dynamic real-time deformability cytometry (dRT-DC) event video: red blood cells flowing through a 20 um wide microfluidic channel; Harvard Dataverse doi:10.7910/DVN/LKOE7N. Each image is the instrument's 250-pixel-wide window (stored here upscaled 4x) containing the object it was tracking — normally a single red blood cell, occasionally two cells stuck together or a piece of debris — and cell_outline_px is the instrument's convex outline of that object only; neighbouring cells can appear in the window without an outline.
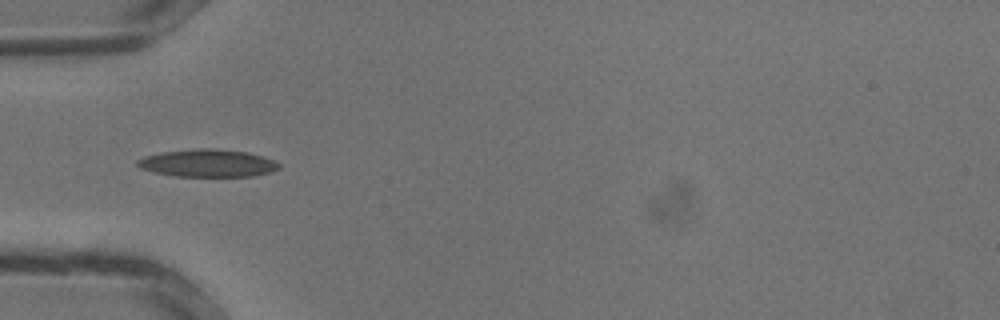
{"species": "common noctule bat (a hibernating species)", "species_latin": "Nyctalus noctula", "temperature_condition": "warm", "stored_images_in_passage": 29, "camera_frame_rate_fps": 3000, "um_per_image_px": 0.085, "animal": {"sex": "male", "body_mass_g": 13.3}, "frame": {"image": 1, "passage_image": 7, "time_ms": 2.0, "image_size_px": [1000, 320], "cell_outline_px": [[280, 168], [272, 172], [252, 176], [176, 176], [152, 172], [140, 168], [136, 164], [136, 160], [144, 156], [160, 152], [200, 148], [212, 148], [248, 152], [272, 160], [280, 164]], "centroid_in_image_um": [17.62, 13.87], "position_along_channel_um": 67.4, "area_um2": 22.77}}
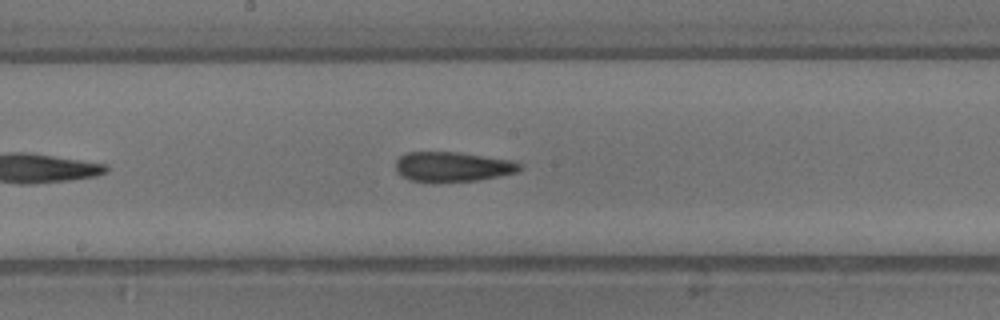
{"frame": {"image": 2, "passage_image": 14, "time_ms": 4.333, "image_size_px": [1000, 320], "cell_outline_px": [[520, 168], [516, 172], [480, 180], [428, 184], [408, 180], [400, 176], [396, 172], [396, 160], [400, 156], [408, 152], [460, 152], [512, 160], [520, 164]], "centroid_in_image_um": [38.39, 14.2], "position_along_channel_um": 209.8, "area_um2": 22.14}}
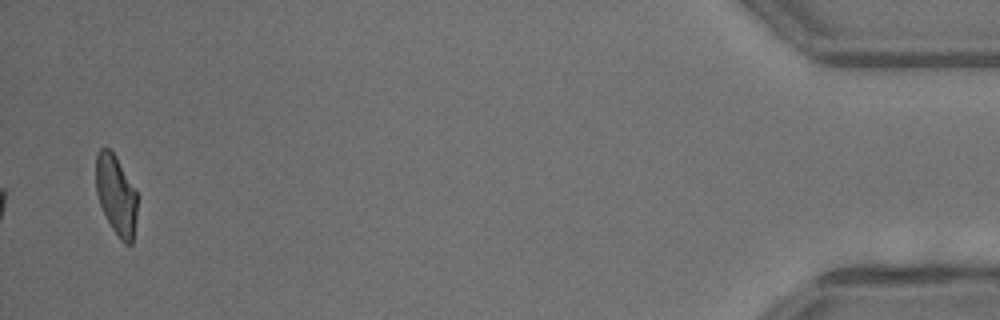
{"frame": {"image": 3, "passage_image": 29, "time_ms": 9.333, "image_size_px": [1000, 320], "cell_outline_px": [[136, 216], [132, 244], [124, 244], [120, 240], [112, 228], [100, 204], [96, 192], [96, 152], [100, 148], [108, 148], [116, 156], [136, 192]], "centroid_in_image_um": [9.85, 16.57], "position_along_channel_um": 425.3, "area_um2": 18.9}}